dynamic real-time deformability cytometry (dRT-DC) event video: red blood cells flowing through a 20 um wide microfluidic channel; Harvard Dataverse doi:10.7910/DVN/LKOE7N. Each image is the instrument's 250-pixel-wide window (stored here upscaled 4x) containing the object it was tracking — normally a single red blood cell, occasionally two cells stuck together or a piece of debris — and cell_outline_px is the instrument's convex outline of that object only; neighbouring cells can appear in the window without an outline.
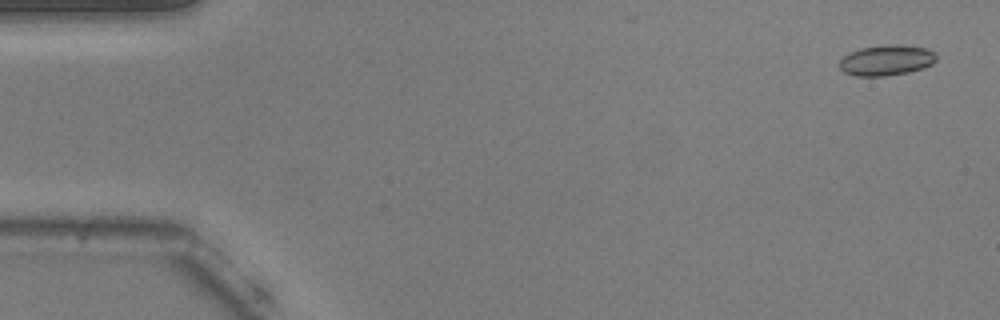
{"species": "common noctule bat (a hibernating species)", "species_latin": "Nyctalus noctula", "temperature_condition": "warm", "stored_images_in_passage": 9, "camera_frame_rate_fps": 3000, "um_per_image_px": 0.085, "animal": {"sex": "male", "body_mass_g": 20.5, "forearm_length_mm": 52.5}, "frame": {"image": 1, "passage_image": 3, "time_ms": 0.667, "image_size_px": [1000, 320], "cell_outline_px": [[936, 60], [932, 64], [924, 68], [908, 72], [884, 76], [856, 76], [844, 72], [840, 68], [840, 60], [844, 56], [860, 48], [888, 44], [900, 44], [928, 48], [936, 52]], "centroid_in_image_um": [75.39, 5.11], "position_along_channel_um": 9.6, "area_um2": 17.34}}